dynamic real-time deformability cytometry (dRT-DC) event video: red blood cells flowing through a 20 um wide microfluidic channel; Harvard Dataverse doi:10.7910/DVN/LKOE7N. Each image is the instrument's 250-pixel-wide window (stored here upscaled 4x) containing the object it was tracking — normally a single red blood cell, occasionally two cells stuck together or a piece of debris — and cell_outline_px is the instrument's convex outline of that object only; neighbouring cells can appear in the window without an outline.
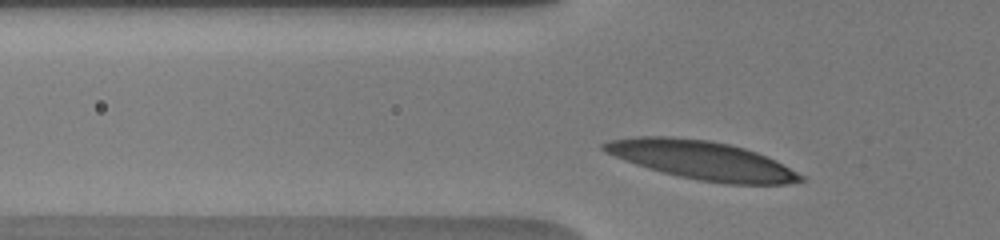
{"species": "human", "species_latin": "Homo sapiens", "temperature_condition": "warm", "stored_images_in_passage": 29, "camera_frame_rate_fps": 3000, "um_per_image_px": 0.085, "donor": {"sex": "male"}, "frame": {"image": 1, "passage_image": 5, "time_ms": 1.0, "image_size_px": [1000, 240], "cell_outline_px": [[804, 180], [788, 184], [724, 184], [700, 180], [680, 176], [648, 168], [624, 160], [604, 152], [600, 148], [600, 144], [612, 140], [636, 136], [668, 136], [708, 140], [728, 144], [744, 148], [756, 152], [776, 160], [804, 176]], "centroid_in_image_um": [59.65, 13.61], "position_along_channel_um": 66.1, "area_um2": 43.99}}
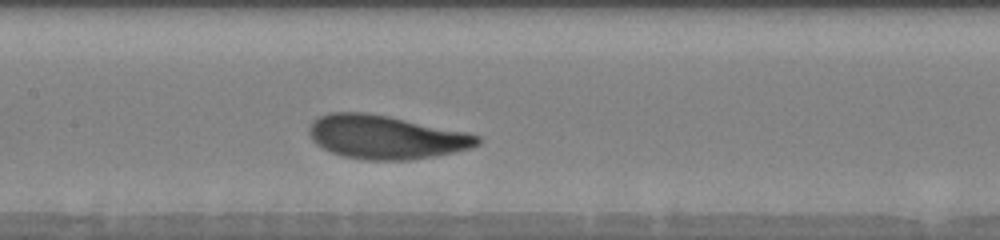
{"frame": {"image": 2, "passage_image": 16, "time_ms": 4.0, "image_size_px": [1000, 240], "cell_outline_px": [[484, 140], [480, 144], [472, 148], [432, 156], [408, 160], [364, 160], [344, 156], [332, 152], [316, 144], [312, 140], [308, 132], [308, 128], [312, 120], [328, 112], [368, 112], [468, 132], [480, 136]], "centroid_in_image_um": [32.8, 11.64], "position_along_channel_um": 174.6, "area_um2": 42.95}}
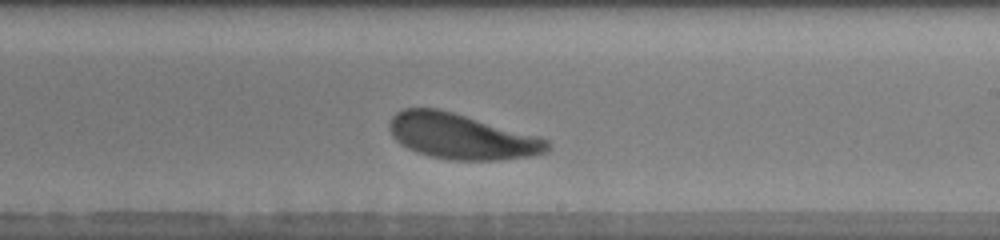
{"frame": {"image": 3, "passage_image": 19, "time_ms": 6.0, "image_size_px": [1000, 240], "cell_outline_px": [[552, 148], [548, 152], [532, 156], [500, 160], [448, 160], [416, 152], [400, 144], [392, 136], [388, 128], [388, 124], [392, 116], [396, 112], [404, 108], [440, 108], [540, 136], [548, 140]], "centroid_in_image_um": [39.24, 11.59], "position_along_channel_um": 249.8, "area_um2": 42.37}, "authors_computed_cell_mechanics": {"area_um2": 42.3096, "velocity_mm_per_s": 3.7793, "shape_relaxation_time_tau1_ms": 1.9006, "shape_relaxation_time_tau2_ms": null, "deformation_change_tau1": 0.14, "deformation_change_tau2": null}}